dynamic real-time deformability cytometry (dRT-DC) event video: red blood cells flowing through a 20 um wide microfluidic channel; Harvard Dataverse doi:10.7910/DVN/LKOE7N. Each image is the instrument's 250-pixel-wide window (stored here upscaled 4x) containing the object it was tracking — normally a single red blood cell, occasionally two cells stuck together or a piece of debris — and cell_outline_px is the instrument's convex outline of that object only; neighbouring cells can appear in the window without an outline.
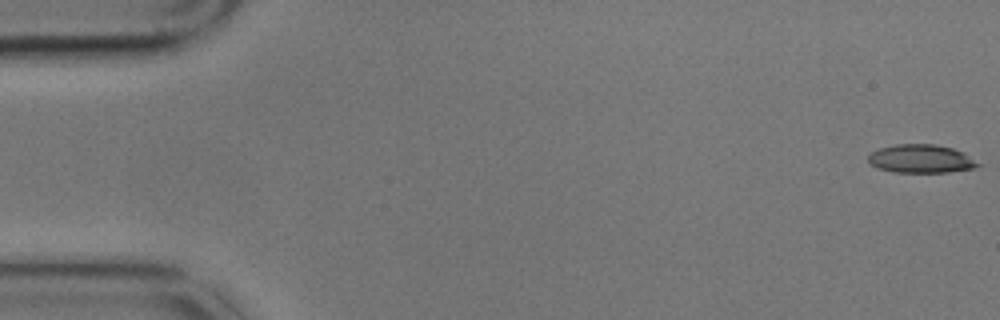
{"species": "common noctule bat (a hibernating species)", "species_latin": "Nyctalus noctula", "temperature_condition": "cold", "stored_images_in_passage": 6, "camera_frame_rate_fps": 3000, "um_per_image_px": 0.085, "animal": {"sex": "male", "body_mass_g": 17.9}, "frame": {"image": 1, "passage_image": 1, "time_ms": 0.0, "image_size_px": [1000, 320], "cell_outline_px": [[984, 164], [972, 168], [948, 172], [892, 172], [876, 168], [868, 160], [868, 156], [872, 152], [880, 148], [896, 144], [936, 144], [952, 148], [964, 152]], "centroid_in_image_um": [78.32, 13.49], "position_along_channel_um": 6.7, "area_um2": 18.26}}
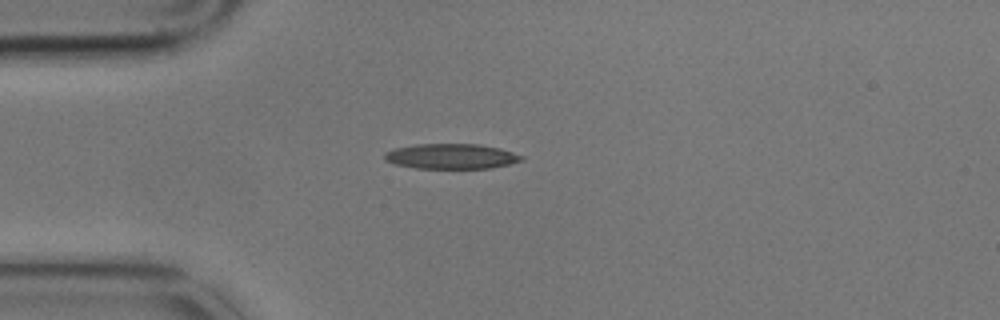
{"frame": {"image": 2, "passage_image": 5, "time_ms": 1.333, "image_size_px": [1000, 320], "cell_outline_px": [[524, 160], [492, 168], [416, 168], [396, 164], [384, 160], [384, 152], [392, 148], [416, 144], [476, 144], [500, 148], [524, 156]], "centroid_in_image_um": [38.33, 13.28], "position_along_channel_um": 46.7, "area_um2": 20.11}}